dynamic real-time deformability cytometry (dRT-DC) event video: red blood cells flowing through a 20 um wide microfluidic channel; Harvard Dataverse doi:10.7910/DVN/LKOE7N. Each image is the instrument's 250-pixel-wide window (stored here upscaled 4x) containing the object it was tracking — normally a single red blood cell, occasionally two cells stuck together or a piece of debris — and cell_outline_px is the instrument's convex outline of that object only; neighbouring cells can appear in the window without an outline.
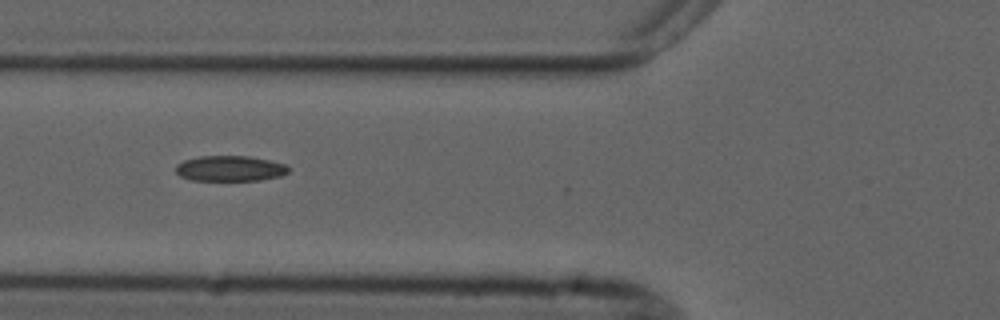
{"species": "common noctule bat (a hibernating species)", "species_latin": "Nyctalus noctula", "temperature_condition": "cold", "stored_images_in_passage": 5, "camera_frame_rate_fps": 3000, "um_per_image_px": 0.085, "animal": {"sex": "male", "forearm_length_mm": 52.5}, "frame": {"image": 1, "passage_image": 3, "time_ms": 2.333, "image_size_px": [1000, 320], "cell_outline_px": [[292, 168], [288, 172], [280, 176], [260, 180], [192, 180], [180, 176], [176, 172], [176, 164], [184, 160], [200, 156], [248, 156], [268, 160], [284, 164]], "centroid_in_image_um": [19.55, 14.32], "position_along_channel_um": 106.2, "area_um2": 16.7}}
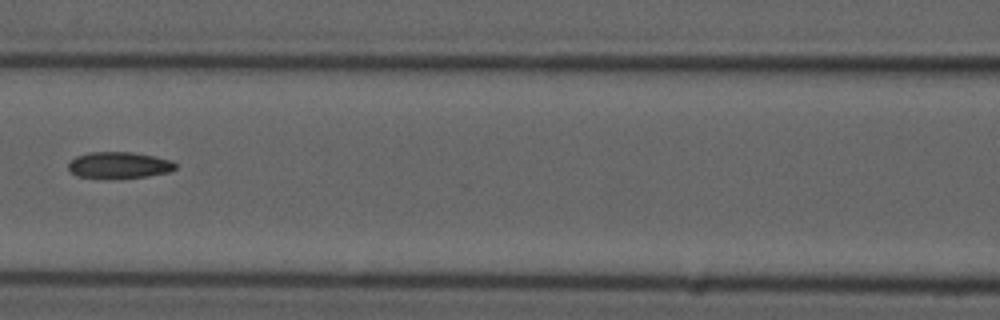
{"frame": {"image": 2, "passage_image": 4, "time_ms": 3.667, "image_size_px": [1000, 320], "cell_outline_px": [[176, 168], [168, 172], [148, 176], [120, 180], [108, 180], [76, 176], [68, 168], [68, 164], [76, 156], [88, 152], [132, 152], [172, 160], [176, 164]], "centroid_in_image_um": [10.1, 14.07], "position_along_channel_um": 156.5, "area_um2": 16.99}}
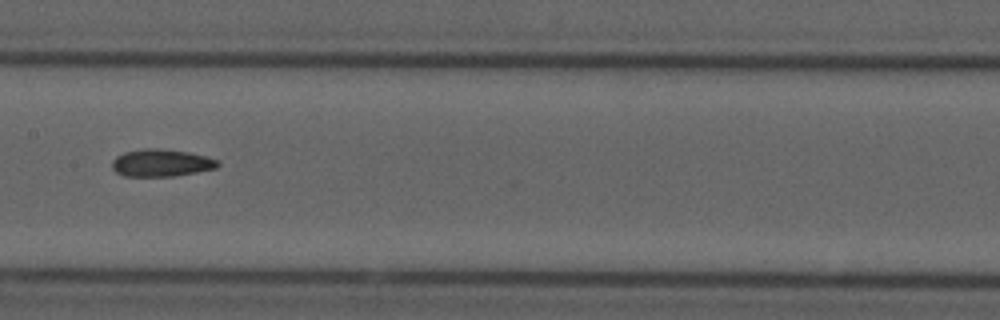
{"frame": {"image": 3, "passage_image": 5, "time_ms": 4.667, "image_size_px": [1000, 320], "cell_outline_px": [[220, 164], [216, 168], [196, 172], [172, 176], [124, 176], [116, 172], [112, 168], [112, 160], [116, 156], [124, 152], [144, 148], [160, 148], [188, 152], [220, 160]], "centroid_in_image_um": [13.69, 13.84], "position_along_channel_um": 193.7, "area_um2": 16.88}}